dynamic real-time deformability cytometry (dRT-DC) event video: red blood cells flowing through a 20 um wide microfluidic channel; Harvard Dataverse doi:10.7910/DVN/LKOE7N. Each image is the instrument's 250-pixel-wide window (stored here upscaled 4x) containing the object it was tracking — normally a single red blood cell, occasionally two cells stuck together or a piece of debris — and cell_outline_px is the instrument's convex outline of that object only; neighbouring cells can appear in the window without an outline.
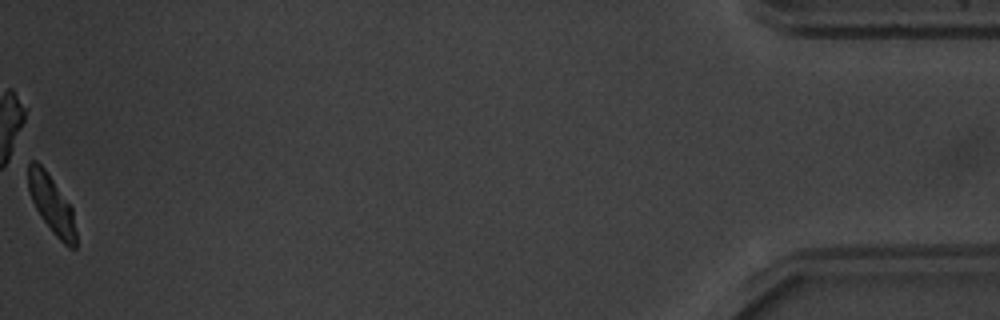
{"species": "common noctule bat (a hibernating species)", "species_latin": "Nyctalus noctula", "temperature_condition": "warm", "stored_images_in_passage": 38, "camera_frame_rate_fps": 3000, "um_per_image_px": 0.085, "animal": {"sex": "male", "body_mass_g": 20.1, "forearm_length_mm": 53.5}, "frame": {"image": 1, "passage_image": 38, "time_ms": 12.333, "image_size_px": [1000, 320], "cell_outline_px": [[76, 248], [68, 248], [52, 232], [40, 216], [28, 192], [28, 160], [36, 160], [44, 168], [72, 208], [76, 232]], "centroid_in_image_um": [4.37, 17.37], "position_along_channel_um": 430.8, "area_um2": 16.07}}